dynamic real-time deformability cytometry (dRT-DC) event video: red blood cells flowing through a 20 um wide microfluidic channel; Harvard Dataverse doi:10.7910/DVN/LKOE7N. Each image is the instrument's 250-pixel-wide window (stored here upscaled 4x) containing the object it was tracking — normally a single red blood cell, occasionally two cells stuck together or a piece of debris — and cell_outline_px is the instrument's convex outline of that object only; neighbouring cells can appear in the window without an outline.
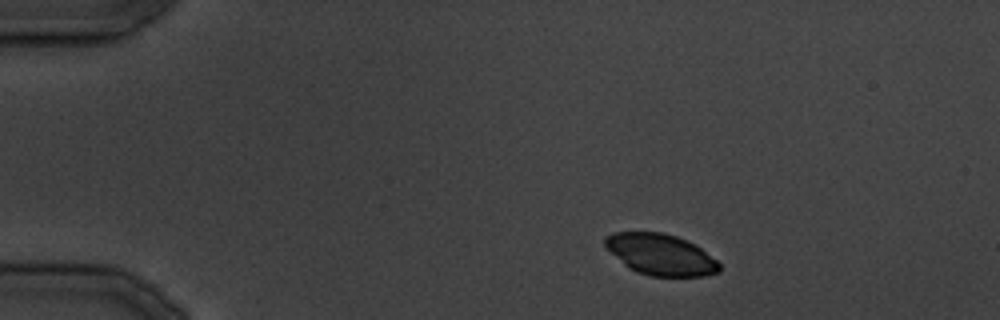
{"species": "common noctule bat (a hibernating species)", "species_latin": "Nyctalus noctula", "temperature_condition": "cold", "stored_images_in_passage": 30, "camera_frame_rate_fps": 3000, "um_per_image_px": 0.085, "animal": {"sex": "male", "body_mass_g": 19.5, "forearm_length_mm": 54.6}, "frame": {"image": 1, "passage_image": 1, "time_ms": 0.0, "image_size_px": [1000, 320], "cell_outline_px": [[720, 272], [704, 276], [652, 276], [636, 272], [624, 264], [604, 244], [604, 236], [612, 232], [664, 232], [676, 236], [696, 244], [716, 260], [720, 264]], "centroid_in_image_um": [56.17, 21.62], "position_along_channel_um": 28.8, "area_um2": 27.34}}
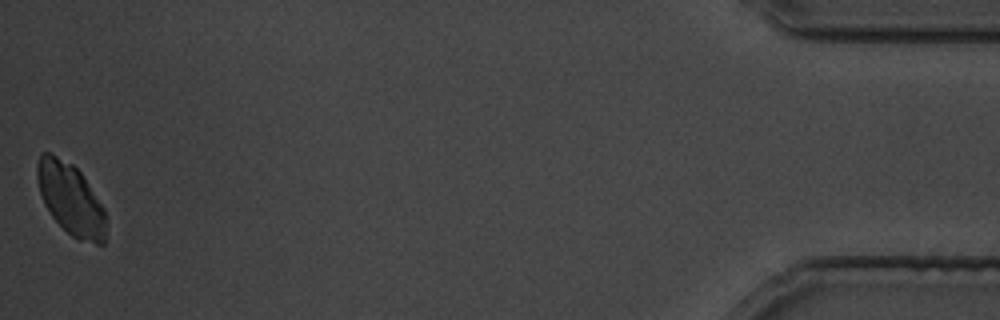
{"frame": {"image": 2, "passage_image": 30, "time_ms": 35.333, "image_size_px": [1000, 320], "cell_outline_px": [[104, 244], [96, 244], [80, 240], [72, 236], [52, 216], [44, 204], [40, 192], [36, 176], [36, 164], [40, 152], [52, 152], [72, 164], [80, 172], [104, 208]], "centroid_in_image_um": [5.96, 16.87], "position_along_channel_um": 429.2, "area_um2": 28.44}}